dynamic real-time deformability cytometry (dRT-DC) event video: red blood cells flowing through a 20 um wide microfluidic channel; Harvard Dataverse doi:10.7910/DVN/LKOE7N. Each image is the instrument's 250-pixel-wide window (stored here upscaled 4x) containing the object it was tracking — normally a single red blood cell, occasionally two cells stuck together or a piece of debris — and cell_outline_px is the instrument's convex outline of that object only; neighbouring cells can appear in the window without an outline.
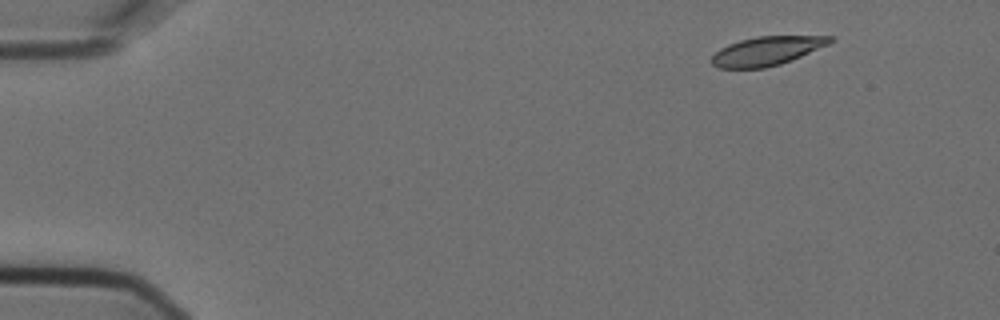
{"species": "Egyptian fruit bat (a non-hibernating species)", "species_latin": "Rousettus aegyptiacus", "temperature_condition": "cold", "stored_images_in_passage": 4, "camera_frame_rate_fps": 3000, "um_per_image_px": 0.085, "animal": {"sex": "female"}, "frame": {"image": 1, "passage_image": 1, "time_ms": 0.0, "image_size_px": [1000, 320], "cell_outline_px": [[836, 40], [828, 44], [792, 60], [780, 64], [764, 68], [716, 68], [712, 64], [712, 56], [720, 48], [728, 44], [740, 40], [756, 36], [836, 36]], "centroid_in_image_um": [65.18, 4.33], "position_along_channel_um": 19.8, "area_um2": 19.94}}